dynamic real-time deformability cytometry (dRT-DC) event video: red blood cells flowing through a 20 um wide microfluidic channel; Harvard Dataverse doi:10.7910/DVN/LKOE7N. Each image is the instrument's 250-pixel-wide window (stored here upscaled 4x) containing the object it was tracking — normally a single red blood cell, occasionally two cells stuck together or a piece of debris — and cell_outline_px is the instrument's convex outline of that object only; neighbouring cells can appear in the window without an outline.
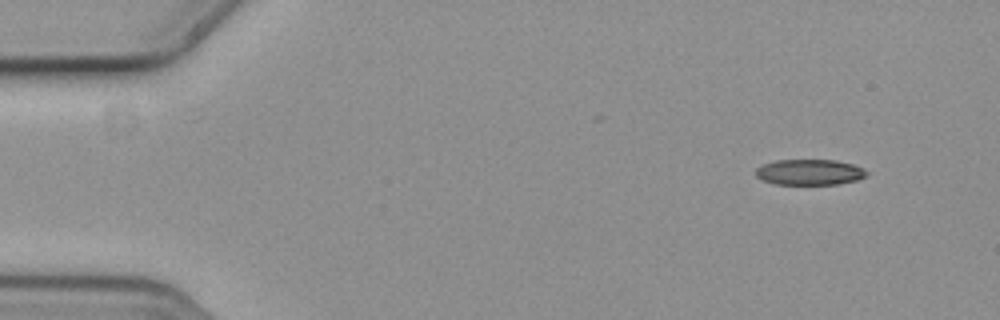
{"species": "common noctule bat (a hibernating species)", "species_latin": "Nyctalus noctula", "temperature_condition": "cold", "stored_images_in_passage": 5, "camera_frame_rate_fps": 3000, "um_per_image_px": 0.085, "animal": {"sex": "female", "body_mass_g": 19.3, "forearm_length_mm": 54.1}, "frame": {"image": 1, "passage_image": 1, "time_ms": 0.0, "image_size_px": [1000, 320], "cell_outline_px": [[868, 172], [864, 176], [856, 180], [836, 184], [776, 184], [764, 180], [756, 176], [756, 168], [764, 164], [776, 160], [836, 160], [852, 164], [864, 168]], "centroid_in_image_um": [68.82, 14.62], "position_along_channel_um": 16.2, "area_um2": 16.42}}
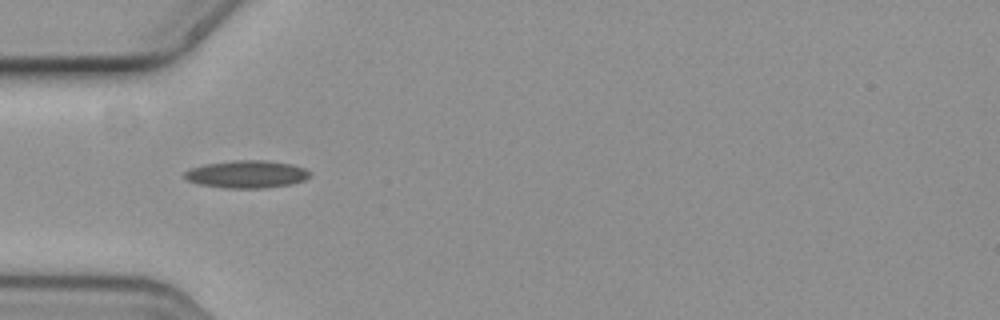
{"frame": {"image": 2, "passage_image": 4, "time_ms": 1.0, "image_size_px": [1000, 320], "cell_outline_px": [[312, 176], [304, 180], [292, 184], [264, 188], [224, 188], [200, 184], [188, 180], [184, 176], [184, 172], [192, 168], [204, 164], [232, 160], [268, 160], [292, 164], [304, 168], [312, 172]], "centroid_in_image_um": [21.02, 14.8], "position_along_channel_um": 64.0, "area_um2": 20.29}}
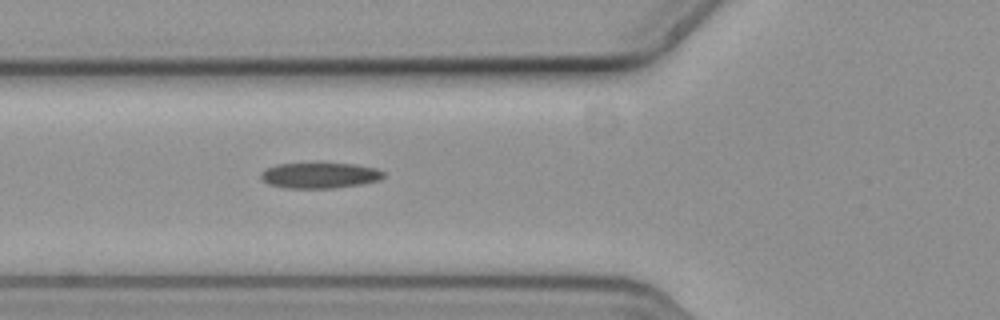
{"frame": {"image": 3, "passage_image": 5, "time_ms": 1.333, "image_size_px": [1000, 320], "cell_outline_px": [[384, 176], [380, 180], [360, 184], [332, 188], [284, 188], [268, 184], [260, 180], [260, 172], [264, 168], [276, 164], [316, 160], [320, 160], [356, 164], [376, 168], [384, 172]], "centroid_in_image_um": [27.11, 14.85], "position_along_channel_um": 98.7, "area_um2": 19.59}}